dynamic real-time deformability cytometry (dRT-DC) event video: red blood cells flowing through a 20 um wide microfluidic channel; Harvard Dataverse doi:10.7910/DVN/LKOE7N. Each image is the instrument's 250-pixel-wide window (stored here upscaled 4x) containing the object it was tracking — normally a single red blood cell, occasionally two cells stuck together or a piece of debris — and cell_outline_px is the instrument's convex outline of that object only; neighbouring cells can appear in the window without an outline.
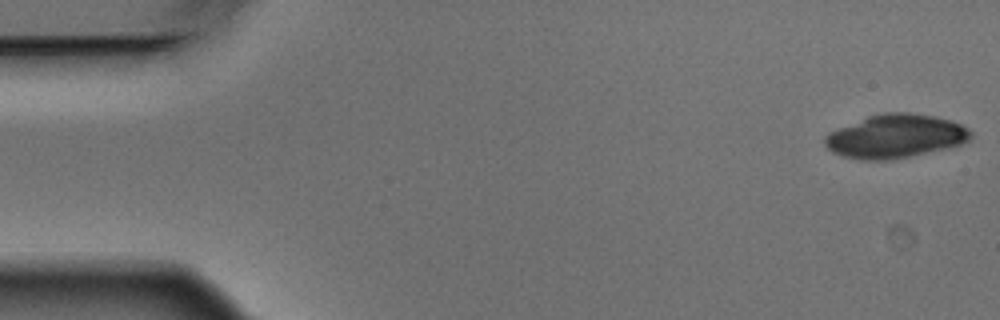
{"species": "Egyptian fruit bat (a non-hibernating species)", "species_latin": "Rousettus aegyptiacus", "temperature_condition": "warm", "stored_images_in_passage": 5, "camera_frame_rate_fps": 3000, "um_per_image_px": 0.085, "animal": {"sex": "male"}, "frame": {"image": 1, "passage_image": 1, "time_ms": 0.0, "image_size_px": [1000, 320], "cell_outline_px": [[972, 136], [968, 140], [960, 144], [944, 148], [908, 156], [884, 160], [864, 160], [844, 156], [832, 152], [824, 144], [824, 136], [828, 132], [868, 116], [880, 112], [912, 112], [936, 116], [960, 124], [968, 128], [972, 132]], "centroid_in_image_um": [76.08, 11.56], "position_along_channel_um": 8.9, "area_um2": 36.76}}